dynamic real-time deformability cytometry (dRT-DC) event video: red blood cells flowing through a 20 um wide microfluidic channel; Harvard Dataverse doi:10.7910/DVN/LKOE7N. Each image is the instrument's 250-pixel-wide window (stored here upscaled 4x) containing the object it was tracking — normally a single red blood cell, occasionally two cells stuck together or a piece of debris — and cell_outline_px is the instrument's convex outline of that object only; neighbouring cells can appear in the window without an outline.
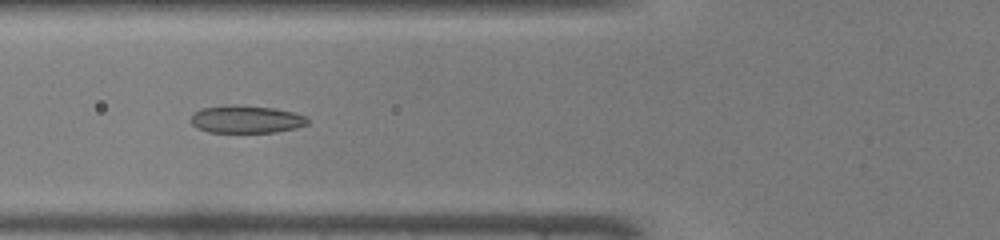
{"species": "common noctule bat (a hibernating species)", "species_latin": "Nyctalus noctula", "temperature_condition": "warm", "stored_images_in_passage": 36, "camera_frame_rate_fps": 3000, "um_per_image_px": 0.085, "animal": {"sex": "male", "body_mass_g": 19.0, "forearm_length_mm": 50.8}, "frame": {"image": 1, "passage_image": 7, "time_ms": 2.0, "image_size_px": [1000, 240], "cell_outline_px": [[308, 124], [296, 128], [276, 132], [208, 132], [196, 128], [188, 120], [196, 112], [204, 108], [232, 104], [272, 108], [292, 112], [308, 116]], "centroid_in_image_um": [20.93, 10.14], "position_along_channel_um": 104.9, "area_um2": 18.79}}
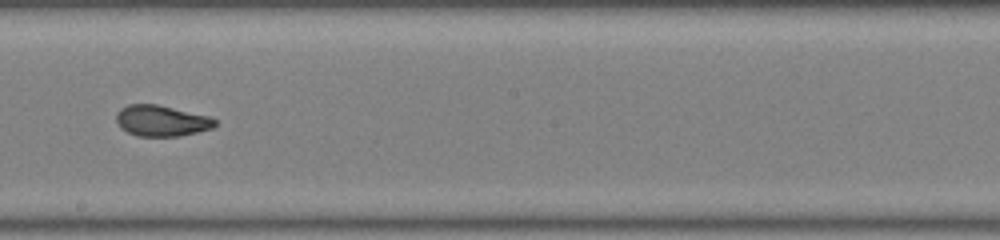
{"frame": {"image": 2, "passage_image": 16, "time_ms": 5.0, "image_size_px": [1000, 240], "cell_outline_px": [[216, 124], [212, 128], [180, 136], [136, 136], [120, 128], [116, 120], [116, 112], [120, 108], [128, 104], [156, 104], [208, 116], [216, 120]], "centroid_in_image_um": [13.68, 10.26], "position_along_channel_um": 234.5, "area_um2": 17.74}}
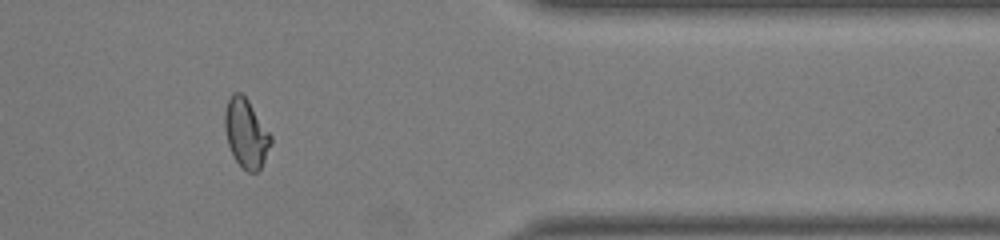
{"frame": {"image": 3, "passage_image": 28, "time_ms": 9.0, "image_size_px": [1000, 240], "cell_outline_px": [[272, 144], [260, 168], [256, 172], [248, 172], [236, 160], [228, 144], [224, 128], [224, 112], [228, 100], [232, 92], [240, 92], [248, 100], [272, 136]], "centroid_in_image_um": [20.91, 11.31], "position_along_channel_um": 390.5, "area_um2": 18.32}, "authors_computed_cell_mechanics": {"area_um2": 18.4671, "velocity_mm_per_s": 4.3283, "shape_relaxation_time_tau1_ms": null, "shape_relaxation_time_tau2_ms": 1.0933, "deformation_change_tau1": null, "deformation_change_tau2": 0.0629}}